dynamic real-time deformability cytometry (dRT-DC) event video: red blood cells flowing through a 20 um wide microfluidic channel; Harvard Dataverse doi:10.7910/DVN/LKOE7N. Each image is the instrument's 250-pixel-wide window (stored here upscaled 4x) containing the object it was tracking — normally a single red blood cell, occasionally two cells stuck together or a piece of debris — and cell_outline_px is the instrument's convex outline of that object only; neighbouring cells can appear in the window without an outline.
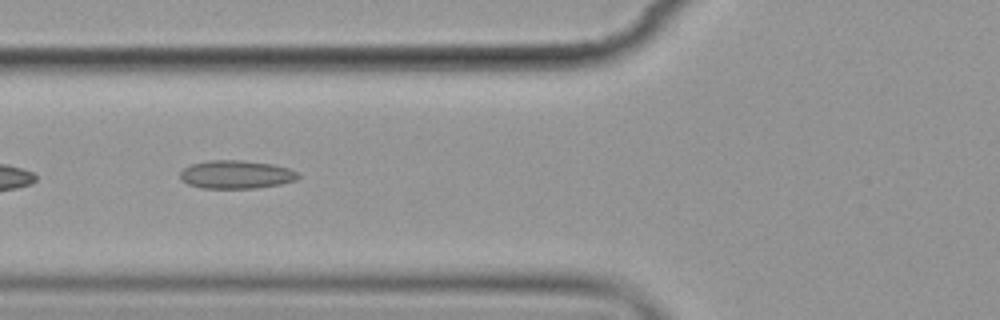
{"species": "common noctule bat (a hibernating species)", "species_latin": "Nyctalus noctula", "temperature_condition": "cold", "stored_images_in_passage": 15, "camera_frame_rate_fps": 3000, "um_per_image_px": 0.085, "animal": {"sex": "female", "body_mass_g": 19.9}, "frame": {"image": 1, "passage_image": 6, "time_ms": 6.667, "image_size_px": [1000, 320], "cell_outline_px": [[300, 176], [296, 180], [280, 184], [256, 188], [200, 188], [188, 184], [180, 180], [180, 172], [184, 168], [192, 164], [208, 160], [240, 160], [272, 164], [288, 168], [300, 172]], "centroid_in_image_um": [20.08, 14.83], "position_along_channel_um": 105.7, "area_um2": 19.54}}
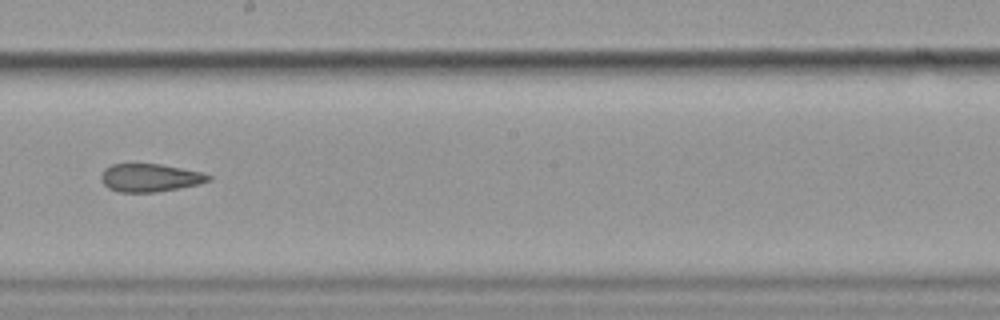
{"frame": {"image": 2, "passage_image": 9, "time_ms": 10.333, "image_size_px": [1000, 320], "cell_outline_px": [[212, 180], [196, 184], [156, 192], [120, 192], [108, 188], [100, 180], [100, 176], [104, 168], [112, 164], [160, 164], [204, 172], [212, 176]], "centroid_in_image_um": [12.73, 15.1], "position_along_channel_um": 235.5, "area_um2": 17.51}}
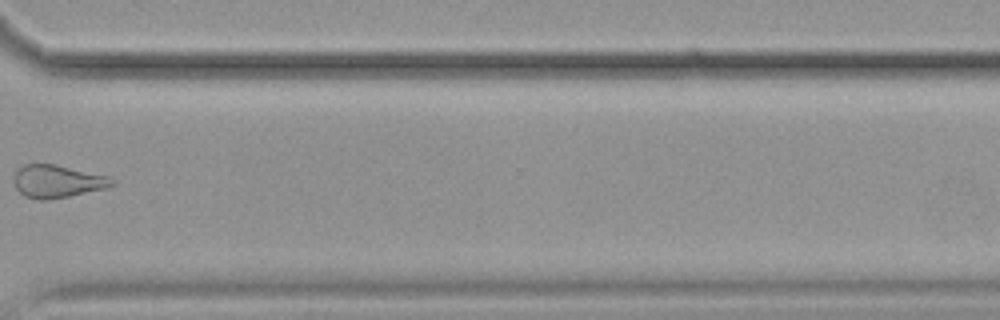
{"frame": {"image": 3, "passage_image": 12, "time_ms": 14.0, "image_size_px": [1000, 320], "cell_outline_px": [[116, 184], [104, 188], [68, 196], [48, 200], [40, 200], [24, 196], [16, 188], [12, 176], [16, 168], [24, 164], [56, 164], [108, 176], [116, 180]], "centroid_in_image_um": [4.83, 15.4], "position_along_channel_um": 365.8, "area_um2": 18.84}}